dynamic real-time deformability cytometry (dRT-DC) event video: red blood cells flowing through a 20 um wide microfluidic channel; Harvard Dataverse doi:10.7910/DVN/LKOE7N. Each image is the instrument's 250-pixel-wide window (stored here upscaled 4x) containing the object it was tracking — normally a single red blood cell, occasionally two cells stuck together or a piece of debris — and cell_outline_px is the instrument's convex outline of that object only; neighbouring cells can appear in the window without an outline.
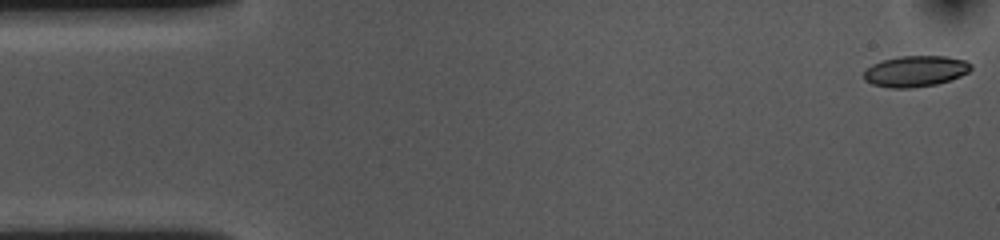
{"species": "common noctule bat (a hibernating species)", "species_latin": "Nyctalus noctula", "temperature_condition": "cold", "stored_images_in_passage": 54, "camera_frame_rate_fps": 3000, "um_per_image_px": 0.085, "animal": {"sex": "female", "body_mass_g": 10.0, "forearm_length_mm": 53.1}, "frame": {"image": 1, "passage_image": 1, "time_ms": 0.0, "image_size_px": [1000, 240], "cell_outline_px": [[972, 68], [968, 72], [960, 76], [936, 84], [912, 88], [888, 88], [872, 84], [864, 80], [864, 68], [872, 64], [884, 60], [900, 56], [948, 56], [964, 60], [972, 64]], "centroid_in_image_um": [77.79, 6.05], "position_along_channel_um": 7.2, "area_um2": 19.42}}
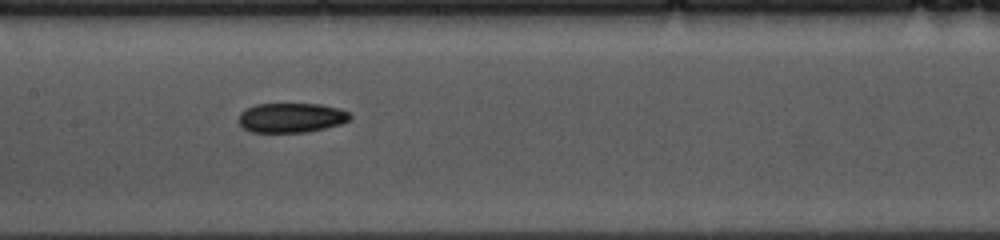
{"frame": {"image": 2, "passage_image": 25, "time_ms": 8.0, "image_size_px": [1000, 240], "cell_outline_px": [[352, 116], [348, 120], [340, 124], [308, 132], [252, 132], [244, 128], [240, 124], [240, 112], [244, 108], [256, 104], [320, 104], [340, 108], [348, 112]], "centroid_in_image_um": [24.76, 10.0], "position_along_channel_um": 182.6, "area_um2": 19.19}}
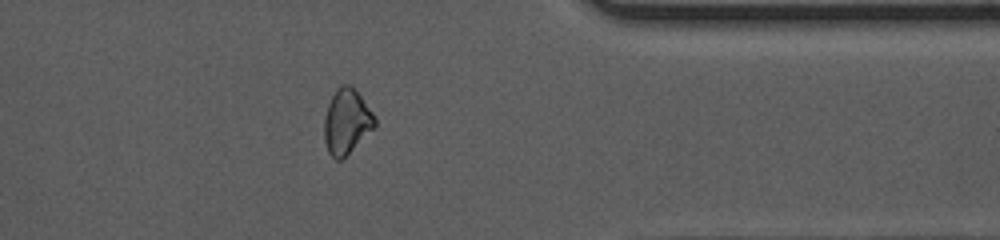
{"frame": {"image": 3, "passage_image": 43, "time_ms": 14.0, "image_size_px": [1000, 240], "cell_outline_px": [[376, 128], [340, 160], [336, 160], [328, 152], [324, 140], [324, 116], [328, 104], [336, 88], [344, 84], [348, 84], [360, 96], [376, 116]], "centroid_in_image_um": [29.47, 10.35], "position_along_channel_um": 381.9, "area_um2": 19.13}, "authors_computed_cell_mechanics": {"area_um2": 19.8543, "velocity_mm_per_s": 3.5934, "shape_relaxation_time_tau1_ms": 3.3744, "shape_relaxation_time_tau2_ms": 7.8589, "deformation_change_tau1": 0.1235, "deformation_change_tau2": 0.1399}}